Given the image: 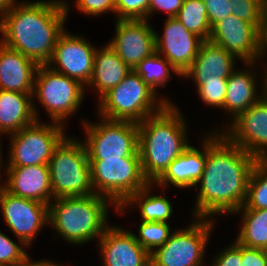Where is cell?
<instances>
[{
  "label": "cell",
  "mask_w": 267,
  "mask_h": 266,
  "mask_svg": "<svg viewBox=\"0 0 267 266\" xmlns=\"http://www.w3.org/2000/svg\"><path fill=\"white\" fill-rule=\"evenodd\" d=\"M110 206L117 212V207L109 199L97 194L55 198L49 204L48 224L71 245L98 241L109 226Z\"/></svg>",
  "instance_id": "cell-4"
},
{
  "label": "cell",
  "mask_w": 267,
  "mask_h": 266,
  "mask_svg": "<svg viewBox=\"0 0 267 266\" xmlns=\"http://www.w3.org/2000/svg\"><path fill=\"white\" fill-rule=\"evenodd\" d=\"M205 4L208 22L212 27L215 23L222 21L231 15V4L229 0H202Z\"/></svg>",
  "instance_id": "cell-38"
},
{
  "label": "cell",
  "mask_w": 267,
  "mask_h": 266,
  "mask_svg": "<svg viewBox=\"0 0 267 266\" xmlns=\"http://www.w3.org/2000/svg\"><path fill=\"white\" fill-rule=\"evenodd\" d=\"M134 70L156 93H158L157 87H166L170 78H173L172 73L180 76L171 64L157 52L146 57Z\"/></svg>",
  "instance_id": "cell-28"
},
{
  "label": "cell",
  "mask_w": 267,
  "mask_h": 266,
  "mask_svg": "<svg viewBox=\"0 0 267 266\" xmlns=\"http://www.w3.org/2000/svg\"><path fill=\"white\" fill-rule=\"evenodd\" d=\"M4 189L9 193L27 199L50 204L55 198L50 183L48 165L6 166Z\"/></svg>",
  "instance_id": "cell-20"
},
{
  "label": "cell",
  "mask_w": 267,
  "mask_h": 266,
  "mask_svg": "<svg viewBox=\"0 0 267 266\" xmlns=\"http://www.w3.org/2000/svg\"><path fill=\"white\" fill-rule=\"evenodd\" d=\"M86 87L79 81L74 80L64 74L52 70L47 65H39L35 74V82L32 93L33 109L37 121H40L38 106L47 112L50 122L62 125L68 117L75 115L80 109L85 98Z\"/></svg>",
  "instance_id": "cell-7"
},
{
  "label": "cell",
  "mask_w": 267,
  "mask_h": 266,
  "mask_svg": "<svg viewBox=\"0 0 267 266\" xmlns=\"http://www.w3.org/2000/svg\"><path fill=\"white\" fill-rule=\"evenodd\" d=\"M259 54L260 61L267 57V5L264 9L261 26L259 29Z\"/></svg>",
  "instance_id": "cell-41"
},
{
  "label": "cell",
  "mask_w": 267,
  "mask_h": 266,
  "mask_svg": "<svg viewBox=\"0 0 267 266\" xmlns=\"http://www.w3.org/2000/svg\"><path fill=\"white\" fill-rule=\"evenodd\" d=\"M162 35L155 31L156 52L181 76L195 60L202 39L188 31L175 17L165 18Z\"/></svg>",
  "instance_id": "cell-17"
},
{
  "label": "cell",
  "mask_w": 267,
  "mask_h": 266,
  "mask_svg": "<svg viewBox=\"0 0 267 266\" xmlns=\"http://www.w3.org/2000/svg\"><path fill=\"white\" fill-rule=\"evenodd\" d=\"M154 183L149 182L143 189L133 194L123 205L117 207V212H123L138 205L141 221L143 222H167L173 214V206L166 196L154 195ZM153 194V195H152Z\"/></svg>",
  "instance_id": "cell-26"
},
{
  "label": "cell",
  "mask_w": 267,
  "mask_h": 266,
  "mask_svg": "<svg viewBox=\"0 0 267 266\" xmlns=\"http://www.w3.org/2000/svg\"><path fill=\"white\" fill-rule=\"evenodd\" d=\"M0 210L10 231L29 248L37 234L48 226V204L15 196L5 189L0 191Z\"/></svg>",
  "instance_id": "cell-12"
},
{
  "label": "cell",
  "mask_w": 267,
  "mask_h": 266,
  "mask_svg": "<svg viewBox=\"0 0 267 266\" xmlns=\"http://www.w3.org/2000/svg\"><path fill=\"white\" fill-rule=\"evenodd\" d=\"M157 96L158 93L132 70L118 85L98 99V117L140 123L162 111L168 104H174L167 96Z\"/></svg>",
  "instance_id": "cell-5"
},
{
  "label": "cell",
  "mask_w": 267,
  "mask_h": 266,
  "mask_svg": "<svg viewBox=\"0 0 267 266\" xmlns=\"http://www.w3.org/2000/svg\"><path fill=\"white\" fill-rule=\"evenodd\" d=\"M170 227V223L167 222L141 221L138 227L139 235L134 233V236L136 241L151 254L168 241L172 234Z\"/></svg>",
  "instance_id": "cell-31"
},
{
  "label": "cell",
  "mask_w": 267,
  "mask_h": 266,
  "mask_svg": "<svg viewBox=\"0 0 267 266\" xmlns=\"http://www.w3.org/2000/svg\"><path fill=\"white\" fill-rule=\"evenodd\" d=\"M36 121L32 94L0 89V135H11Z\"/></svg>",
  "instance_id": "cell-24"
},
{
  "label": "cell",
  "mask_w": 267,
  "mask_h": 266,
  "mask_svg": "<svg viewBox=\"0 0 267 266\" xmlns=\"http://www.w3.org/2000/svg\"><path fill=\"white\" fill-rule=\"evenodd\" d=\"M68 0L20 1L0 16V42L47 65L69 15Z\"/></svg>",
  "instance_id": "cell-2"
},
{
  "label": "cell",
  "mask_w": 267,
  "mask_h": 266,
  "mask_svg": "<svg viewBox=\"0 0 267 266\" xmlns=\"http://www.w3.org/2000/svg\"><path fill=\"white\" fill-rule=\"evenodd\" d=\"M65 126L41 120L8 135L10 147L6 166L48 165L54 149L67 136Z\"/></svg>",
  "instance_id": "cell-11"
},
{
  "label": "cell",
  "mask_w": 267,
  "mask_h": 266,
  "mask_svg": "<svg viewBox=\"0 0 267 266\" xmlns=\"http://www.w3.org/2000/svg\"><path fill=\"white\" fill-rule=\"evenodd\" d=\"M95 194L103 195L116 207L123 205L149 181L144 177L140 154L106 160H89Z\"/></svg>",
  "instance_id": "cell-8"
},
{
  "label": "cell",
  "mask_w": 267,
  "mask_h": 266,
  "mask_svg": "<svg viewBox=\"0 0 267 266\" xmlns=\"http://www.w3.org/2000/svg\"><path fill=\"white\" fill-rule=\"evenodd\" d=\"M48 166L54 198L95 194L88 154L82 140L67 135L54 149Z\"/></svg>",
  "instance_id": "cell-6"
},
{
  "label": "cell",
  "mask_w": 267,
  "mask_h": 266,
  "mask_svg": "<svg viewBox=\"0 0 267 266\" xmlns=\"http://www.w3.org/2000/svg\"><path fill=\"white\" fill-rule=\"evenodd\" d=\"M89 160L123 158L139 154L138 123L100 117L97 123L80 118Z\"/></svg>",
  "instance_id": "cell-10"
},
{
  "label": "cell",
  "mask_w": 267,
  "mask_h": 266,
  "mask_svg": "<svg viewBox=\"0 0 267 266\" xmlns=\"http://www.w3.org/2000/svg\"><path fill=\"white\" fill-rule=\"evenodd\" d=\"M222 128L218 130L217 127L213 132H222L233 144L257 160H267V93Z\"/></svg>",
  "instance_id": "cell-13"
},
{
  "label": "cell",
  "mask_w": 267,
  "mask_h": 266,
  "mask_svg": "<svg viewBox=\"0 0 267 266\" xmlns=\"http://www.w3.org/2000/svg\"><path fill=\"white\" fill-rule=\"evenodd\" d=\"M257 161L222 132L207 133V159L201 179L196 184L193 218L214 219L215 215H231L242 207Z\"/></svg>",
  "instance_id": "cell-1"
},
{
  "label": "cell",
  "mask_w": 267,
  "mask_h": 266,
  "mask_svg": "<svg viewBox=\"0 0 267 266\" xmlns=\"http://www.w3.org/2000/svg\"><path fill=\"white\" fill-rule=\"evenodd\" d=\"M237 60V57L222 46L203 40L195 60L181 78L192 79L195 89L207 79L227 80L236 70Z\"/></svg>",
  "instance_id": "cell-21"
},
{
  "label": "cell",
  "mask_w": 267,
  "mask_h": 266,
  "mask_svg": "<svg viewBox=\"0 0 267 266\" xmlns=\"http://www.w3.org/2000/svg\"><path fill=\"white\" fill-rule=\"evenodd\" d=\"M115 21V34L107 43L134 70L146 57L156 52V32L146 19Z\"/></svg>",
  "instance_id": "cell-15"
},
{
  "label": "cell",
  "mask_w": 267,
  "mask_h": 266,
  "mask_svg": "<svg viewBox=\"0 0 267 266\" xmlns=\"http://www.w3.org/2000/svg\"><path fill=\"white\" fill-rule=\"evenodd\" d=\"M192 219L189 226L172 232L168 241L150 254L151 266H204L206 248L217 219Z\"/></svg>",
  "instance_id": "cell-9"
},
{
  "label": "cell",
  "mask_w": 267,
  "mask_h": 266,
  "mask_svg": "<svg viewBox=\"0 0 267 266\" xmlns=\"http://www.w3.org/2000/svg\"><path fill=\"white\" fill-rule=\"evenodd\" d=\"M231 14L246 22L253 23L260 29L264 9L267 5L265 0H229Z\"/></svg>",
  "instance_id": "cell-32"
},
{
  "label": "cell",
  "mask_w": 267,
  "mask_h": 266,
  "mask_svg": "<svg viewBox=\"0 0 267 266\" xmlns=\"http://www.w3.org/2000/svg\"><path fill=\"white\" fill-rule=\"evenodd\" d=\"M132 71L107 43L98 47L95 54L93 72L87 88H94L100 99L110 89L118 85Z\"/></svg>",
  "instance_id": "cell-25"
},
{
  "label": "cell",
  "mask_w": 267,
  "mask_h": 266,
  "mask_svg": "<svg viewBox=\"0 0 267 266\" xmlns=\"http://www.w3.org/2000/svg\"><path fill=\"white\" fill-rule=\"evenodd\" d=\"M210 266H242L241 244L233 241L215 255Z\"/></svg>",
  "instance_id": "cell-37"
},
{
  "label": "cell",
  "mask_w": 267,
  "mask_h": 266,
  "mask_svg": "<svg viewBox=\"0 0 267 266\" xmlns=\"http://www.w3.org/2000/svg\"><path fill=\"white\" fill-rule=\"evenodd\" d=\"M267 65V63H266ZM266 92H267V66H266Z\"/></svg>",
  "instance_id": "cell-45"
},
{
  "label": "cell",
  "mask_w": 267,
  "mask_h": 266,
  "mask_svg": "<svg viewBox=\"0 0 267 266\" xmlns=\"http://www.w3.org/2000/svg\"><path fill=\"white\" fill-rule=\"evenodd\" d=\"M1 147H2V141L0 140V180H1V176H2L1 173L3 172V171H2V168H3V166H5V165L2 164V162H3V161H2V158H3V157H1V155L3 156V154H2V148H1ZM4 186H5V182H2V183L0 182V191H1L2 189H4Z\"/></svg>",
  "instance_id": "cell-44"
},
{
  "label": "cell",
  "mask_w": 267,
  "mask_h": 266,
  "mask_svg": "<svg viewBox=\"0 0 267 266\" xmlns=\"http://www.w3.org/2000/svg\"><path fill=\"white\" fill-rule=\"evenodd\" d=\"M38 64L0 42V89L32 94Z\"/></svg>",
  "instance_id": "cell-23"
},
{
  "label": "cell",
  "mask_w": 267,
  "mask_h": 266,
  "mask_svg": "<svg viewBox=\"0 0 267 266\" xmlns=\"http://www.w3.org/2000/svg\"><path fill=\"white\" fill-rule=\"evenodd\" d=\"M239 209H267V160H258L254 164L246 200Z\"/></svg>",
  "instance_id": "cell-30"
},
{
  "label": "cell",
  "mask_w": 267,
  "mask_h": 266,
  "mask_svg": "<svg viewBox=\"0 0 267 266\" xmlns=\"http://www.w3.org/2000/svg\"><path fill=\"white\" fill-rule=\"evenodd\" d=\"M261 62H245L244 68L236 69L227 78L226 98L224 101L223 111L230 118V122H227L226 127L235 120L240 114L244 113L252 104L256 103L264 94H266V64L260 77L261 81L259 86L262 85L259 92L258 81L259 75H255V66ZM254 67V68H253ZM241 70V71H240ZM258 76V77H257ZM262 91V92H261ZM260 94V95H259Z\"/></svg>",
  "instance_id": "cell-19"
},
{
  "label": "cell",
  "mask_w": 267,
  "mask_h": 266,
  "mask_svg": "<svg viewBox=\"0 0 267 266\" xmlns=\"http://www.w3.org/2000/svg\"><path fill=\"white\" fill-rule=\"evenodd\" d=\"M150 0H116L117 20H148Z\"/></svg>",
  "instance_id": "cell-35"
},
{
  "label": "cell",
  "mask_w": 267,
  "mask_h": 266,
  "mask_svg": "<svg viewBox=\"0 0 267 266\" xmlns=\"http://www.w3.org/2000/svg\"><path fill=\"white\" fill-rule=\"evenodd\" d=\"M209 41L222 46L242 62H259V29L234 14L211 27Z\"/></svg>",
  "instance_id": "cell-16"
},
{
  "label": "cell",
  "mask_w": 267,
  "mask_h": 266,
  "mask_svg": "<svg viewBox=\"0 0 267 266\" xmlns=\"http://www.w3.org/2000/svg\"><path fill=\"white\" fill-rule=\"evenodd\" d=\"M97 242L102 266H151L150 253L124 227L109 225Z\"/></svg>",
  "instance_id": "cell-18"
},
{
  "label": "cell",
  "mask_w": 267,
  "mask_h": 266,
  "mask_svg": "<svg viewBox=\"0 0 267 266\" xmlns=\"http://www.w3.org/2000/svg\"><path fill=\"white\" fill-rule=\"evenodd\" d=\"M178 106L168 104L138 123V143L144 177L154 183L190 145L187 122Z\"/></svg>",
  "instance_id": "cell-3"
},
{
  "label": "cell",
  "mask_w": 267,
  "mask_h": 266,
  "mask_svg": "<svg viewBox=\"0 0 267 266\" xmlns=\"http://www.w3.org/2000/svg\"><path fill=\"white\" fill-rule=\"evenodd\" d=\"M116 0H75V8L80 13L88 16H100L105 13H113L115 15Z\"/></svg>",
  "instance_id": "cell-36"
},
{
  "label": "cell",
  "mask_w": 267,
  "mask_h": 266,
  "mask_svg": "<svg viewBox=\"0 0 267 266\" xmlns=\"http://www.w3.org/2000/svg\"><path fill=\"white\" fill-rule=\"evenodd\" d=\"M190 32L202 40H208L211 26L202 0H183L182 6L175 17Z\"/></svg>",
  "instance_id": "cell-29"
},
{
  "label": "cell",
  "mask_w": 267,
  "mask_h": 266,
  "mask_svg": "<svg viewBox=\"0 0 267 266\" xmlns=\"http://www.w3.org/2000/svg\"><path fill=\"white\" fill-rule=\"evenodd\" d=\"M183 0H150L148 20L155 15L156 11H164L167 13V18L176 17Z\"/></svg>",
  "instance_id": "cell-39"
},
{
  "label": "cell",
  "mask_w": 267,
  "mask_h": 266,
  "mask_svg": "<svg viewBox=\"0 0 267 266\" xmlns=\"http://www.w3.org/2000/svg\"><path fill=\"white\" fill-rule=\"evenodd\" d=\"M201 150L189 145L154 182L158 188L173 185L180 189L196 187L201 179L207 159V134L202 137Z\"/></svg>",
  "instance_id": "cell-22"
},
{
  "label": "cell",
  "mask_w": 267,
  "mask_h": 266,
  "mask_svg": "<svg viewBox=\"0 0 267 266\" xmlns=\"http://www.w3.org/2000/svg\"><path fill=\"white\" fill-rule=\"evenodd\" d=\"M226 89L227 80L207 79L197 88L196 92L205 105L214 106L223 111Z\"/></svg>",
  "instance_id": "cell-34"
},
{
  "label": "cell",
  "mask_w": 267,
  "mask_h": 266,
  "mask_svg": "<svg viewBox=\"0 0 267 266\" xmlns=\"http://www.w3.org/2000/svg\"><path fill=\"white\" fill-rule=\"evenodd\" d=\"M96 50L97 46L88 42L83 35L64 30L56 41L47 66L87 87L93 72Z\"/></svg>",
  "instance_id": "cell-14"
},
{
  "label": "cell",
  "mask_w": 267,
  "mask_h": 266,
  "mask_svg": "<svg viewBox=\"0 0 267 266\" xmlns=\"http://www.w3.org/2000/svg\"><path fill=\"white\" fill-rule=\"evenodd\" d=\"M16 3L17 0H0V16L7 12Z\"/></svg>",
  "instance_id": "cell-43"
},
{
  "label": "cell",
  "mask_w": 267,
  "mask_h": 266,
  "mask_svg": "<svg viewBox=\"0 0 267 266\" xmlns=\"http://www.w3.org/2000/svg\"><path fill=\"white\" fill-rule=\"evenodd\" d=\"M24 247L22 240L16 243L0 230V266H19L29 256Z\"/></svg>",
  "instance_id": "cell-33"
},
{
  "label": "cell",
  "mask_w": 267,
  "mask_h": 266,
  "mask_svg": "<svg viewBox=\"0 0 267 266\" xmlns=\"http://www.w3.org/2000/svg\"><path fill=\"white\" fill-rule=\"evenodd\" d=\"M242 266H267V250L241 245Z\"/></svg>",
  "instance_id": "cell-40"
},
{
  "label": "cell",
  "mask_w": 267,
  "mask_h": 266,
  "mask_svg": "<svg viewBox=\"0 0 267 266\" xmlns=\"http://www.w3.org/2000/svg\"><path fill=\"white\" fill-rule=\"evenodd\" d=\"M235 214L242 218L235 241L249 248L267 250V209H238Z\"/></svg>",
  "instance_id": "cell-27"
},
{
  "label": "cell",
  "mask_w": 267,
  "mask_h": 266,
  "mask_svg": "<svg viewBox=\"0 0 267 266\" xmlns=\"http://www.w3.org/2000/svg\"><path fill=\"white\" fill-rule=\"evenodd\" d=\"M19 266H64L50 260L40 259L35 261L28 256ZM67 266V265H66Z\"/></svg>",
  "instance_id": "cell-42"
}]
</instances>
